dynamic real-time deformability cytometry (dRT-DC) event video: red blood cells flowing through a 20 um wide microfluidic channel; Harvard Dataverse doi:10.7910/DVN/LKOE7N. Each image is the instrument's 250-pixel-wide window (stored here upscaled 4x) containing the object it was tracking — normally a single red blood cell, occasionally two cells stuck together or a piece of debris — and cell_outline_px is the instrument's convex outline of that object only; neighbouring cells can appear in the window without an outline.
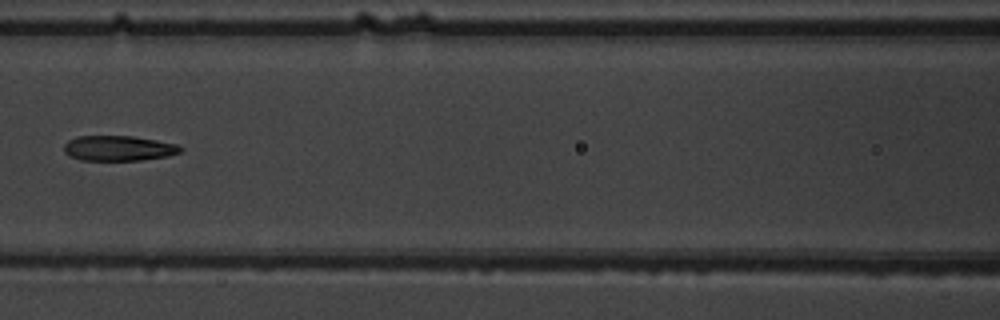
{"species": "common noctule bat (a hibernating species)", "species_latin": "Nyctalus noctula", "temperature_condition": "warm", "stored_images_in_passage": 4, "camera_frame_rate_fps": 3000, "um_per_image_px": 0.085, "animal": {"sex": "male", "body_mass_g": 19.5, "forearm_length_mm": 54.6}, "frame": {"image": 1, "passage_image": 3, "time_ms": 2.333, "image_size_px": [1000, 320], "cell_outline_px": [[184, 148], [180, 152], [168, 156], [140, 160], [80, 160], [64, 152], [64, 144], [68, 140], [76, 136], [132, 136], [156, 140], [176, 144]], "centroid_in_image_um": [10.07, 12.59], "position_along_channel_um": 156.5, "area_um2": 17.05}}
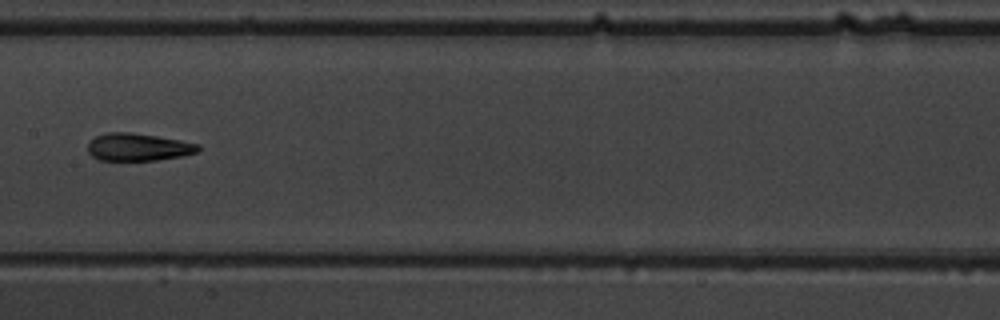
{"frame": {"image": 2, "passage_image": 4, "time_ms": 3.333, "image_size_px": [1000, 320], "cell_outline_px": [[200, 148], [196, 152], [180, 156], [156, 160], [100, 160], [92, 156], [88, 152], [88, 144], [96, 136], [108, 132], [132, 132], [180, 140], [200, 144]], "centroid_in_image_um": [11.73, 12.49], "position_along_channel_um": 195.7, "area_um2": 17.57}}